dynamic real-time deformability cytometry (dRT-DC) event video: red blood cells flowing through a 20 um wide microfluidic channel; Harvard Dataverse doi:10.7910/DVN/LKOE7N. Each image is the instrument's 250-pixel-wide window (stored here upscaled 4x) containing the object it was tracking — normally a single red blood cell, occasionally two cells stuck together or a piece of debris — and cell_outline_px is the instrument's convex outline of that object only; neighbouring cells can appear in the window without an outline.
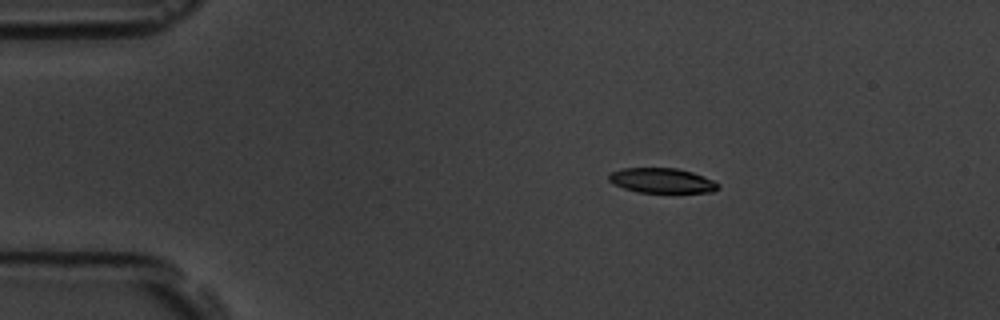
{"species": "common noctule bat (a hibernating species)", "species_latin": "Nyctalus noctula", "temperature_condition": "room temperature", "stored_images_in_passage": 34, "camera_frame_rate_fps": 3000, "um_per_image_px": 0.085, "animal": {"sex": "male", "body_mass_g": 19.5, "forearm_length_mm": 54.6}, "frame": {"image": 1, "passage_image": 1, "time_ms": 0.0, "image_size_px": [1000, 320], "cell_outline_px": [[720, 188], [712, 192], [636, 192], [624, 188], [608, 180], [608, 176], [612, 172], [624, 168], [676, 168], [692, 172], [712, 180], [720, 184]], "centroid_in_image_um": [56.28, 15.35], "position_along_channel_um": 28.7, "area_um2": 15.66}}
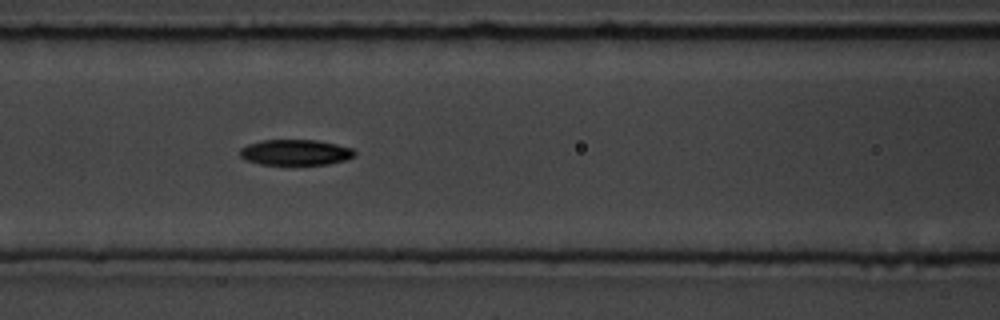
{"frame": {"image": 2, "passage_image": 15, "time_ms": 4.667, "image_size_px": [1000, 320], "cell_outline_px": [[356, 156], [348, 160], [328, 164], [260, 164], [244, 160], [240, 156], [240, 148], [248, 144], [260, 140], [316, 140], [336, 144], [352, 148], [356, 152]], "centroid_in_image_um": [25.13, 12.95], "position_along_channel_um": 141.5, "area_um2": 17.28}}
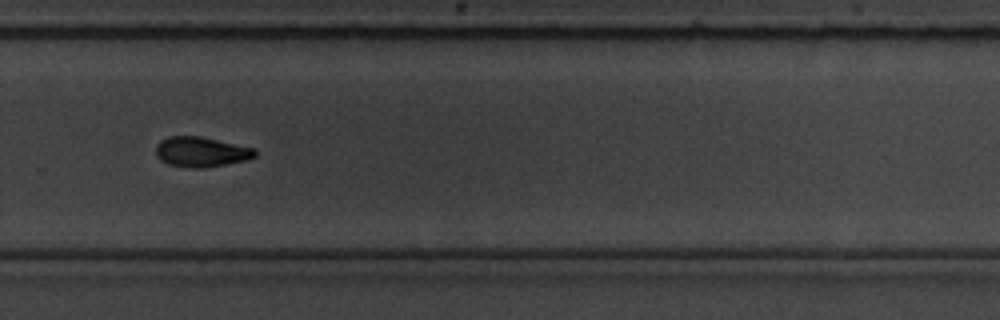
{"frame": {"image": 3, "passage_image": 29, "time_ms": 9.333, "image_size_px": [1000, 320], "cell_outline_px": [[256, 156], [248, 160], [204, 168], [192, 168], [168, 164], [160, 160], [156, 156], [156, 144], [160, 140], [168, 136], [200, 136], [256, 148]], "centroid_in_image_um": [17.1, 12.91], "position_along_channel_um": 312.7, "area_um2": 17.57}, "authors_computed_cell_mechanics": {"area_um2": 17.5712, "velocity_mm_per_s": 3.6804, "shape_relaxation_time_tau1_ms": 3.3488, "shape_relaxation_time_tau2_ms": null, "deformation_change_tau1": 0.1461, "deformation_change_tau2": null}}